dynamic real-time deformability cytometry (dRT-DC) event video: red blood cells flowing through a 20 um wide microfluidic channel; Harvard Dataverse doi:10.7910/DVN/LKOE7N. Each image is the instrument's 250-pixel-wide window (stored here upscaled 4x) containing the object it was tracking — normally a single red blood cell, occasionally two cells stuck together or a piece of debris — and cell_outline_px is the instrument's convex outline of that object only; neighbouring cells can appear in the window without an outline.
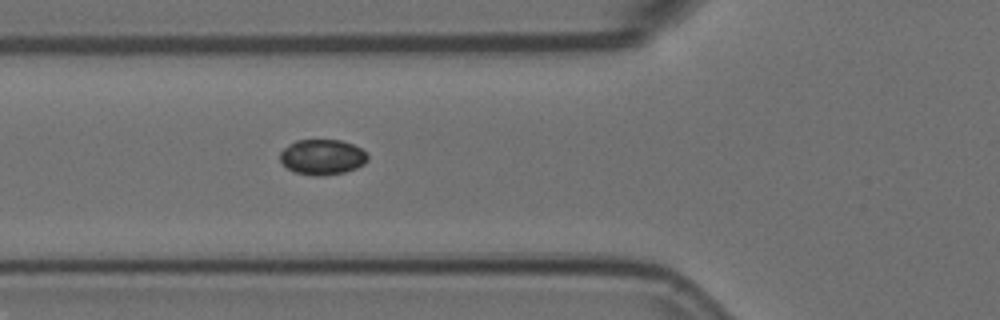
{"species": "Egyptian fruit bat (a non-hibernating species)", "species_latin": "Rousettus aegyptiacus", "temperature_condition": "room temperature", "stored_images_in_passage": 2, "camera_frame_rate_fps": 3000, "um_per_image_px": 0.085, "animal": {"sex": "female"}, "frame": {"image": 1, "passage_image": 2, "time_ms": 0.333, "image_size_px": [1000, 320], "cell_outline_px": [[368, 160], [364, 164], [356, 168], [344, 172], [320, 176], [316, 176], [296, 172], [288, 168], [280, 160], [280, 152], [284, 148], [296, 140], [340, 140], [352, 144], [368, 152]], "centroid_in_image_um": [27.42, 13.34], "position_along_channel_um": 98.4, "area_um2": 17.98}}